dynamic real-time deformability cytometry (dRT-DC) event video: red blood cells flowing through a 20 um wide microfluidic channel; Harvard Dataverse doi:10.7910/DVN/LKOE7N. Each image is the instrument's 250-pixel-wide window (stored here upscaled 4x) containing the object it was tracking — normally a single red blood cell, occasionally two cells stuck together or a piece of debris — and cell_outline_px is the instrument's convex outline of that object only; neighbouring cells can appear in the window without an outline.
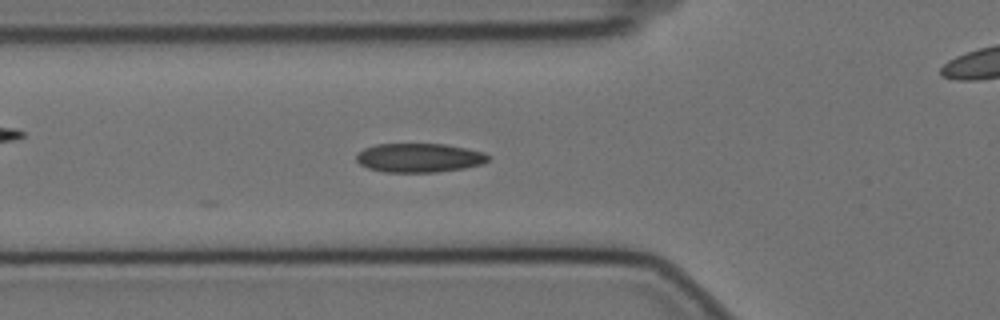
{"species": "Egyptian fruit bat (a non-hibernating species)", "species_latin": "Rousettus aegyptiacus", "temperature_condition": "cold", "stored_images_in_passage": 7, "camera_frame_rate_fps": 3000, "um_per_image_px": 0.085, "animal": {"sex": "female"}, "frame": {"image": 1, "passage_image": 4, "time_ms": 1.0, "image_size_px": [1000, 320], "cell_outline_px": [[492, 156], [484, 164], [464, 168], [436, 172], [384, 172], [368, 168], [360, 164], [356, 160], [356, 156], [364, 148], [376, 144], [444, 144], [468, 148], [484, 152]], "centroid_in_image_um": [35.67, 13.41], "position_along_channel_um": 90.1, "area_um2": 22.43}}
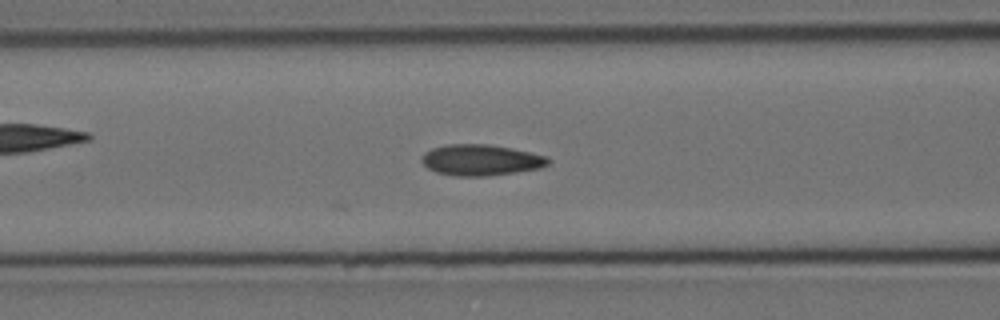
{"frame": {"image": 2, "passage_image": 7, "time_ms": 2.0, "image_size_px": [1000, 320], "cell_outline_px": [[552, 160], [548, 164], [540, 168], [516, 172], [488, 176], [456, 176], [436, 172], [428, 168], [420, 160], [420, 156], [424, 152], [432, 148], [448, 144], [488, 144], [512, 148], [548, 156]], "centroid_in_image_um": [40.87, 13.6], "position_along_channel_um": 125.7, "area_um2": 23.06}}